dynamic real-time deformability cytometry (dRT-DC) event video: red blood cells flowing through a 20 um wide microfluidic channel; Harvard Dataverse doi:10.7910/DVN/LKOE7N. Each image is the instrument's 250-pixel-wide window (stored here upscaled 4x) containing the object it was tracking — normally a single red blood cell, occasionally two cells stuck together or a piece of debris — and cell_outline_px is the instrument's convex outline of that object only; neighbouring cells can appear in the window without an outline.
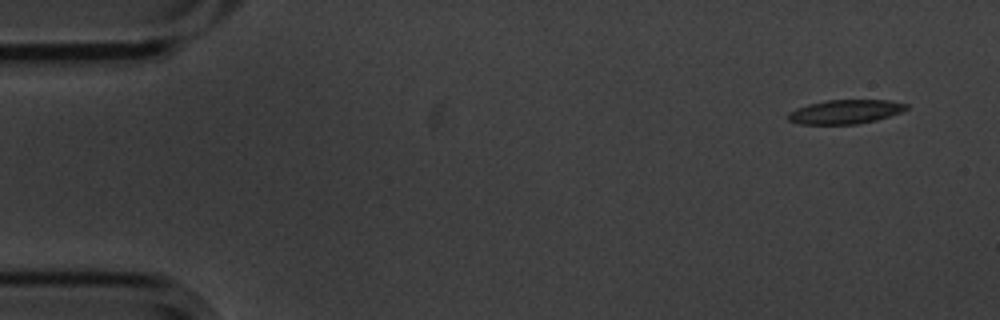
{"species": "common noctule bat (a hibernating species)", "species_latin": "Nyctalus noctula", "temperature_condition": "cold", "stored_images_in_passage": 14, "camera_frame_rate_fps": 3000, "um_per_image_px": 0.085, "animal": {"sex": "male", "body_mass_g": 20.1, "forearm_length_mm": 53.5}, "frame": {"image": 1, "passage_image": 1, "time_ms": 0.0, "image_size_px": [1000, 320], "cell_outline_px": [[908, 108], [900, 112], [876, 120], [856, 124], [800, 124], [788, 120], [788, 112], [796, 108], [808, 104], [828, 100], [888, 100], [908, 104]], "centroid_in_image_um": [71.83, 9.5], "position_along_channel_um": 13.2, "area_um2": 16.47}}
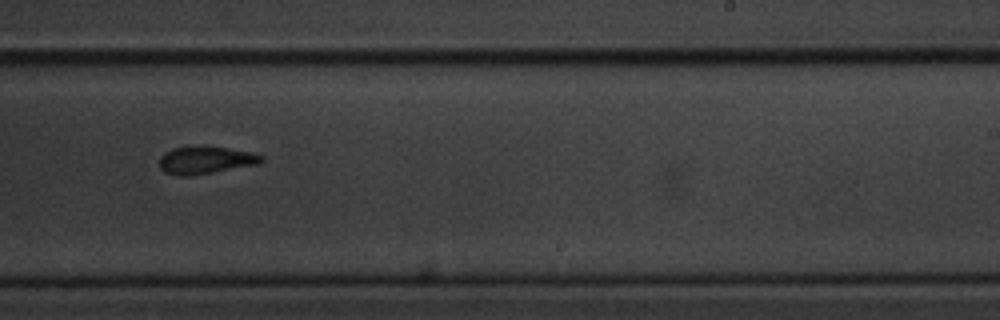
{"frame": {"image": 2, "passage_image": 9, "time_ms": 2.667, "image_size_px": [1000, 320], "cell_outline_px": [[264, 160], [260, 164], [188, 176], [180, 176], [164, 172], [160, 168], [160, 156], [164, 152], [172, 148], [196, 144], [208, 144], [248, 152], [264, 156]], "centroid_in_image_um": [17.45, 13.57], "position_along_channel_um": 271.6, "area_um2": 16.82}}
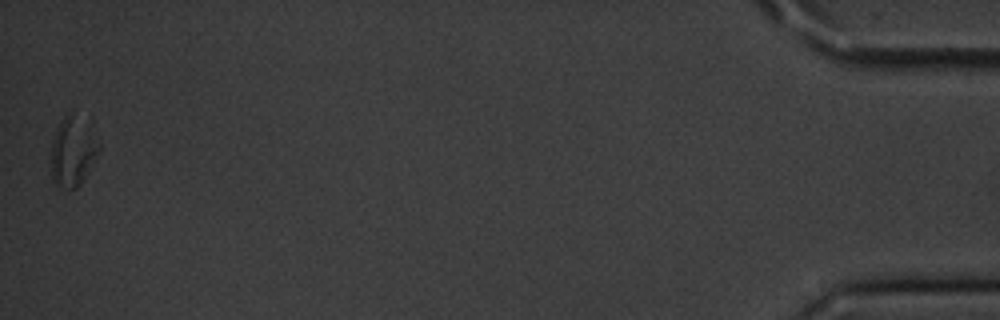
{"frame": {"image": 3, "passage_image": 14, "time_ms": 4.333, "image_size_px": [1000, 320], "cell_outline_px": [[100, 152], [88, 172], [80, 184], [76, 188], [64, 188], [56, 184], [52, 180], [52, 140], [56, 128], [64, 116], [72, 116], [100, 144]], "centroid_in_image_um": [6.15, 13.02], "position_along_channel_um": 429.0, "area_um2": 18.09}}